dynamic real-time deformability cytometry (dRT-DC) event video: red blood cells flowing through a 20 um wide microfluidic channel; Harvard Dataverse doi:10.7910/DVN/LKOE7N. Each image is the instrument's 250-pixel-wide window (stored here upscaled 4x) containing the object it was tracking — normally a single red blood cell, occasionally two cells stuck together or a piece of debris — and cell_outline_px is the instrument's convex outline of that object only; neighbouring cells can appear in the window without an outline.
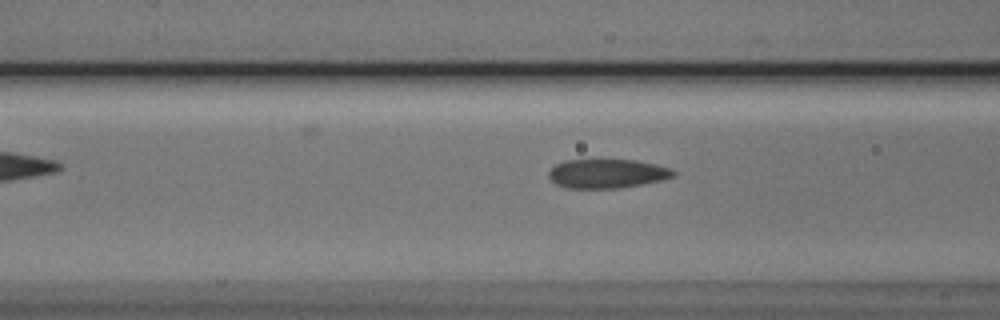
{"species": "Egyptian fruit bat (a non-hibernating species)", "species_latin": "Rousettus aegyptiacus", "temperature_condition": "cold", "stored_images_in_passage": 4, "camera_frame_rate_fps": 3000, "um_per_image_px": 0.085, "animal": {"sex": "male"}, "frame": {"image": 1, "passage_image": 4, "time_ms": 3.333, "image_size_px": [1000, 320], "cell_outline_px": [[676, 176], [664, 180], [644, 184], [620, 188], [568, 188], [556, 184], [548, 176], [548, 172], [556, 164], [564, 160], [636, 160], [656, 164], [672, 168], [676, 172]], "centroid_in_image_um": [51.66, 14.76], "position_along_channel_um": 114.9, "area_um2": 21.33}}